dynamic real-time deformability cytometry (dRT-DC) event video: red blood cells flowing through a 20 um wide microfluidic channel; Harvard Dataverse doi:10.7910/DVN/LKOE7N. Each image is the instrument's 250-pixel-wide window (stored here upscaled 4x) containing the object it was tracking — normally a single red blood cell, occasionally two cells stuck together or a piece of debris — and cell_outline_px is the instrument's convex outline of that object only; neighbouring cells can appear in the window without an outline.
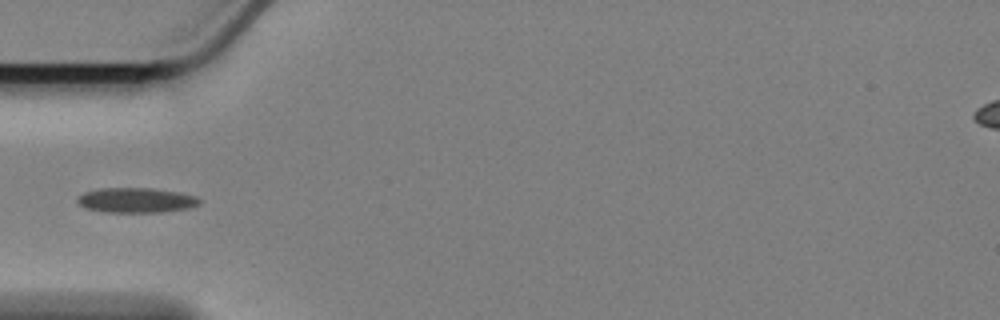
{"species": "Egyptian fruit bat (a non-hibernating species)", "species_latin": "Rousettus aegyptiacus", "temperature_condition": "cold", "stored_images_in_passage": 41, "camera_frame_rate_fps": 3000, "um_per_image_px": 0.085, "animal": {"sex": "female"}, "frame": {"image": 1, "passage_image": 1, "time_ms": 0.0, "image_size_px": [1000, 320], "cell_outline_px": [[200, 200], [196, 204], [188, 208], [160, 212], [104, 212], [84, 208], [76, 200], [84, 192], [100, 188], [152, 188], [176, 192], [192, 196]], "centroid_in_image_um": [11.49, 17.02], "position_along_channel_um": 73.5, "area_um2": 17.4}}
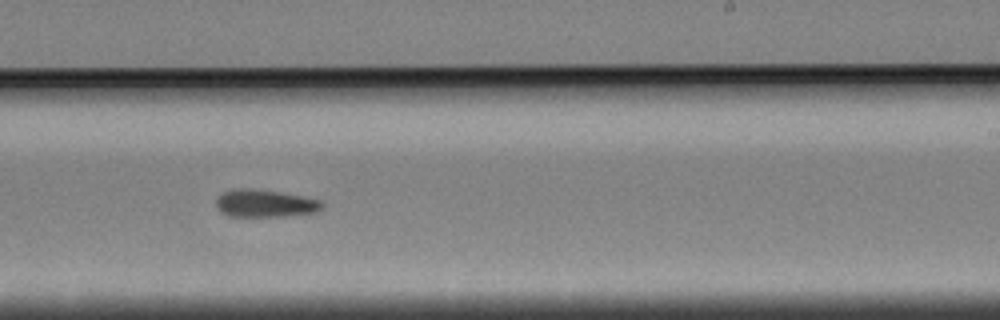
{"frame": {"image": 2, "passage_image": 18, "time_ms": 5.667, "image_size_px": [1000, 320], "cell_outline_px": [[324, 208], [316, 212], [284, 216], [228, 216], [216, 204], [216, 200], [224, 192], [240, 188], [248, 188], [276, 192], [300, 196], [320, 200], [324, 204]], "centroid_in_image_um": [22.57, 17.3], "position_along_channel_um": 266.4, "area_um2": 16.53}}
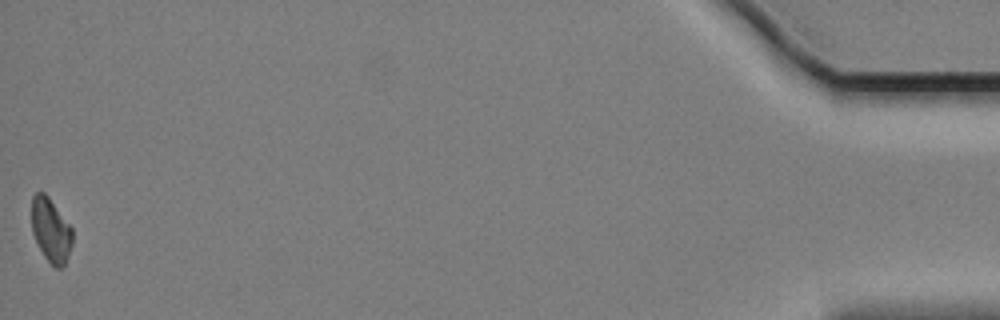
{"frame": {"image": 3, "passage_image": 41, "time_ms": 13.333, "image_size_px": [1000, 320], "cell_outline_px": [[72, 244], [64, 264], [60, 268], [56, 268], [44, 256], [32, 232], [32, 196], [36, 192], [44, 192], [48, 196], [72, 228]], "centroid_in_image_um": [4.31, 19.54], "position_along_channel_um": 430.9, "area_um2": 14.91}}